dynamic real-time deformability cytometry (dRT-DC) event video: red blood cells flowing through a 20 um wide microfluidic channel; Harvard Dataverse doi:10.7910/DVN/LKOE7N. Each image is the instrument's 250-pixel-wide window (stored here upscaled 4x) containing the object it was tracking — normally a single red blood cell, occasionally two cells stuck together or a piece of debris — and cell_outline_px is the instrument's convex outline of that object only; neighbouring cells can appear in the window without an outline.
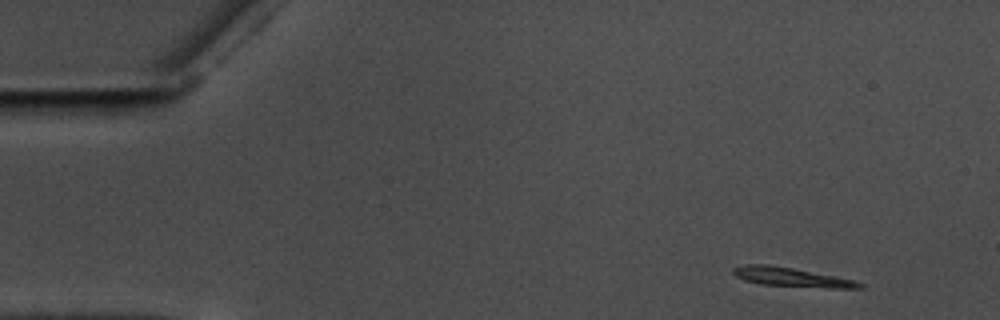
{"species": "common noctule bat (a hibernating species)", "species_latin": "Nyctalus noctula", "temperature_condition": "warm", "stored_images_in_passage": 53, "camera_frame_rate_fps": 3000, "um_per_image_px": 0.085, "animal": {"sex": "male", "body_mass_g": 17.5, "forearm_length_mm": 52.3}, "frame": {"image": 1, "passage_image": 1, "time_ms": 0.0, "image_size_px": [1000, 320], "cell_outline_px": [[864, 288], [832, 288], [760, 284], [744, 280], [736, 276], [732, 272], [732, 268], [744, 264], [768, 264], [792, 268], [852, 280], [864, 284]], "centroid_in_image_um": [67.2, 23.55], "position_along_channel_um": 17.8, "area_um2": 13.76}}
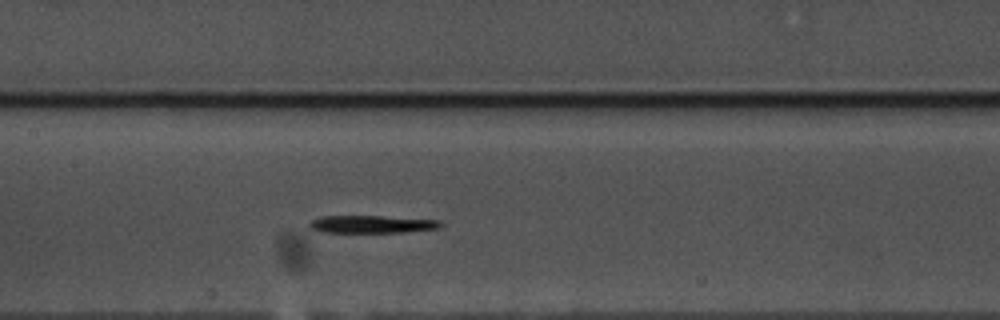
{"frame": {"image": 2, "passage_image": 23, "time_ms": 7.333, "image_size_px": [1000, 320], "cell_outline_px": [[444, 224], [440, 228], [404, 232], [320, 232], [312, 228], [308, 224], [312, 220], [324, 216], [384, 216], [440, 220]], "centroid_in_image_um": [31.67, 19.05], "position_along_channel_um": 175.7, "area_um2": 13.41}}
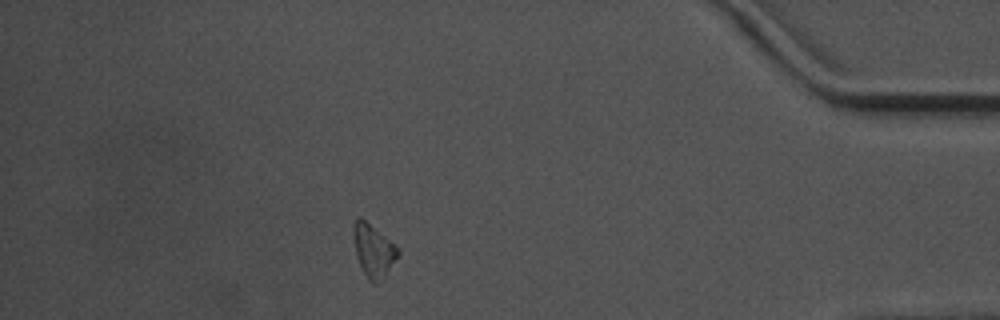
{"frame": {"image": 3, "passage_image": 46, "time_ms": 15.0, "image_size_px": [1000, 320], "cell_outline_px": [[400, 252], [384, 280], [376, 284], [372, 284], [368, 280], [356, 256], [352, 232], [352, 228], [356, 216], [360, 216], [396, 244], [400, 248]], "centroid_in_image_um": [31.75, 21.3], "position_along_channel_um": 403.5, "area_um2": 14.1}}